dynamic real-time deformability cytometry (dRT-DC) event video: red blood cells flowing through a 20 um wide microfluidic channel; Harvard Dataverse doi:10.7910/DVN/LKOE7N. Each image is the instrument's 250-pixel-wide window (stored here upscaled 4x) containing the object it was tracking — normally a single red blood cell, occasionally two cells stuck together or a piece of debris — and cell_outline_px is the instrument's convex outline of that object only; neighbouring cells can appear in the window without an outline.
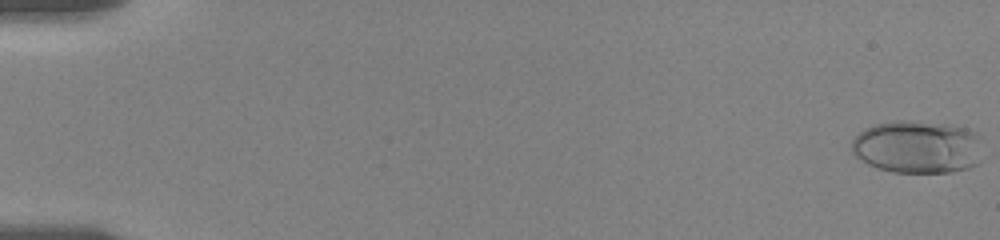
{"species": "human", "species_latin": "Homo sapiens", "temperature_condition": "room temperature", "stored_images_in_passage": 56, "camera_frame_rate_fps": 3000, "um_per_image_px": 0.085, "donor": {"sex": "female"}, "frame": {"image": 1, "passage_image": 1, "time_ms": 0.0, "image_size_px": [1000, 240], "cell_outline_px": [[984, 160], [980, 164], [968, 168], [948, 172], [896, 172], [880, 168], [868, 164], [856, 156], [852, 152], [852, 140], [860, 132], [872, 124], [900, 120], [944, 124], [968, 128], [976, 132], [980, 136]], "centroid_in_image_um": [78.06, 12.49], "position_along_channel_um": 6.9, "area_um2": 40.69}}
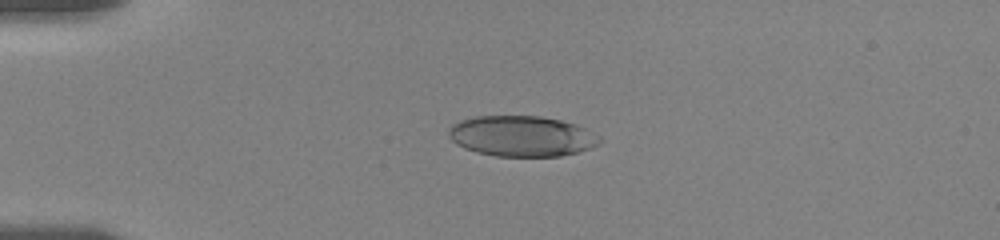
{"frame": {"image": 2, "passage_image": 42, "time_ms": 4.667, "image_size_px": [1000, 240], "cell_outline_px": [[600, 140], [592, 148], [560, 156], [496, 156], [476, 152], [464, 148], [456, 144], [448, 136], [448, 128], [452, 124], [460, 120], [476, 116], [540, 116], [560, 120], [584, 128], [600, 136]], "centroid_in_image_um": [44.29, 11.57], "position_along_channel_um": 40.7, "area_um2": 35.6}}